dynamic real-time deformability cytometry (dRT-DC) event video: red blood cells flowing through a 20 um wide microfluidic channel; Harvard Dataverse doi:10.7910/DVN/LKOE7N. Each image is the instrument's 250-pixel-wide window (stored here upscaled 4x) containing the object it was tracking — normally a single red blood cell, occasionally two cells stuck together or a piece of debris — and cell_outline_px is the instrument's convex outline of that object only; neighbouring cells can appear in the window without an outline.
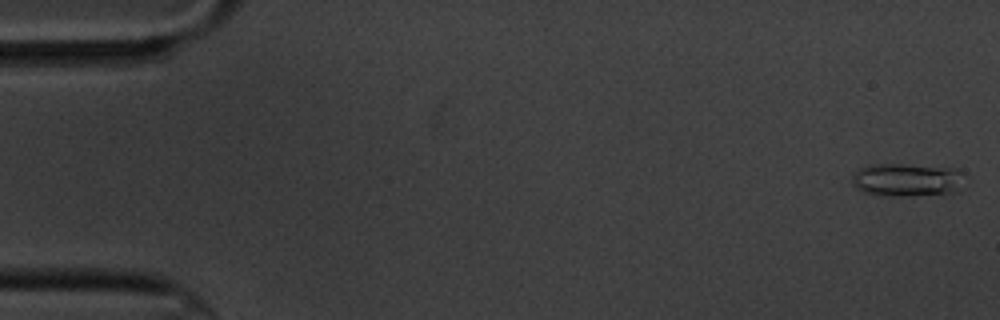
{"species": "common noctule bat (a hibernating species)", "species_latin": "Nyctalus noctula", "temperature_condition": "cold", "stored_images_in_passage": 8, "camera_frame_rate_fps": 3000, "um_per_image_px": 0.085, "animal": {"sex": "male", "body_mass_g": 20.1, "forearm_length_mm": 53.5}, "frame": {"image": 1, "passage_image": 1, "time_ms": 0.0, "image_size_px": [1000, 320], "cell_outline_px": [[968, 176], [952, 192], [912, 196], [880, 196], [864, 192], [856, 188], [852, 184], [852, 176], [860, 168], [868, 164], [900, 164], [956, 168], [964, 172]], "centroid_in_image_um": [77.08, 15.28], "position_along_channel_um": 7.9, "area_um2": 21.96}}
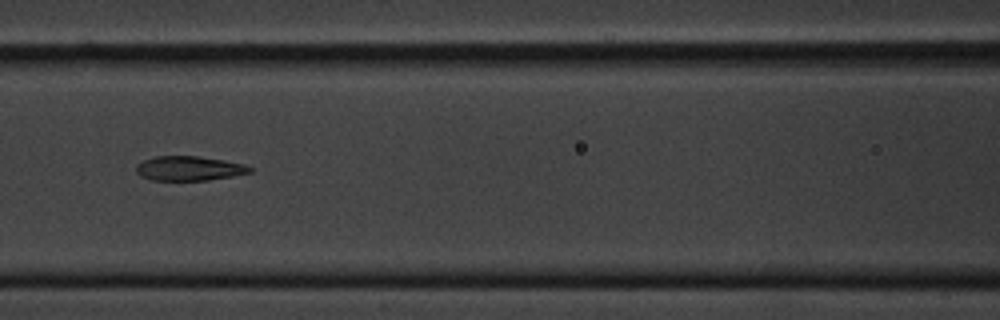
{"frame": {"image": 2, "passage_image": 8, "time_ms": 8.0, "image_size_px": [1000, 320], "cell_outline_px": [[252, 172], [232, 176], [208, 180], [152, 180], [140, 176], [136, 172], [136, 164], [144, 160], [156, 156], [196, 156], [224, 160], [244, 164], [252, 168]], "centroid_in_image_um": [16.05, 14.31], "position_along_channel_um": 150.5, "area_um2": 16.18}}